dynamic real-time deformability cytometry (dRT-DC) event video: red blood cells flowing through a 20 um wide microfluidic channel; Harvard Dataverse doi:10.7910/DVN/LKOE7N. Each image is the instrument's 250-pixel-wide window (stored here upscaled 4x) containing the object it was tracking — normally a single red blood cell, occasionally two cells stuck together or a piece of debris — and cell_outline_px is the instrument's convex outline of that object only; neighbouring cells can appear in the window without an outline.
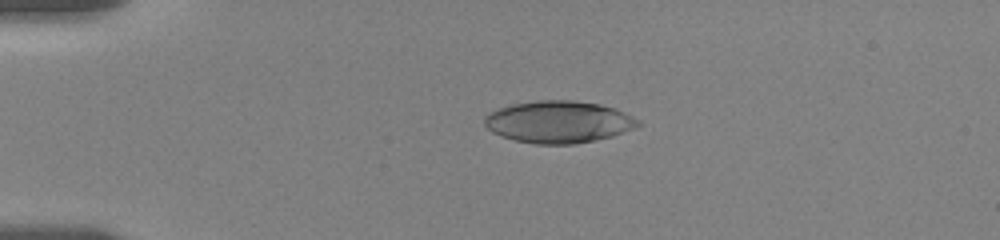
{"species": "human", "species_latin": "Homo sapiens", "temperature_condition": "room temperature", "stored_images_in_passage": 8, "camera_frame_rate_fps": 3000, "um_per_image_px": 0.085, "donor": {"sex": "female"}, "frame": {"image": 1, "passage_image": 4, "time_ms": 3.333, "image_size_px": [1000, 240], "cell_outline_px": [[640, 124], [632, 128], [612, 136], [596, 140], [576, 144], [536, 144], [516, 140], [500, 136], [492, 132], [484, 124], [484, 116], [488, 112], [512, 104], [536, 100], [572, 100], [600, 104], [616, 108], [640, 120]], "centroid_in_image_um": [47.46, 10.35], "position_along_channel_um": 37.5, "area_um2": 37.69}}
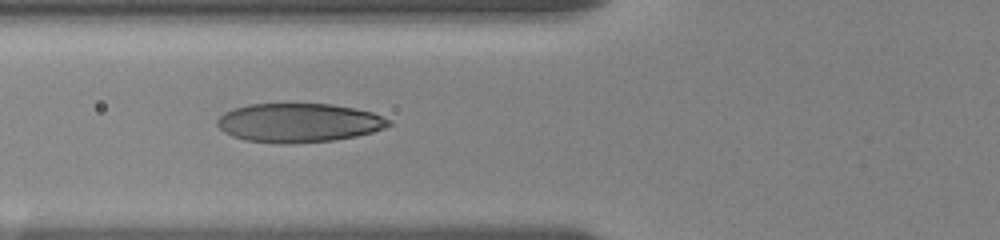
{"frame": {"image": 2, "passage_image": 7, "time_ms": 6.333, "image_size_px": [1000, 240], "cell_outline_px": [[392, 124], [384, 128], [372, 132], [356, 136], [332, 140], [292, 144], [280, 144], [244, 140], [232, 136], [224, 132], [216, 124], [216, 120], [224, 112], [232, 108], [248, 104], [332, 104], [372, 112], [392, 120]], "centroid_in_image_um": [25.37, 10.44], "position_along_channel_um": 100.4, "area_um2": 39.13}}
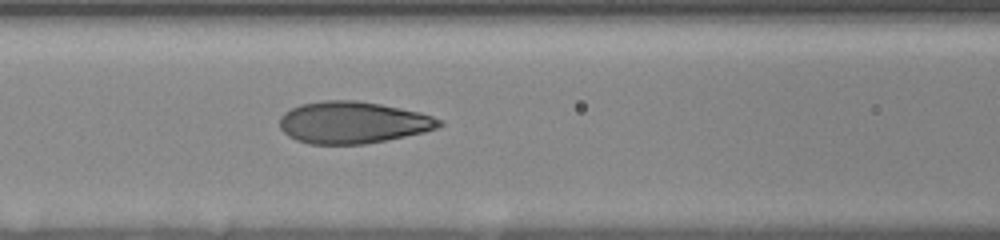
{"frame": {"image": 3, "passage_image": 8, "time_ms": 7.333, "image_size_px": [1000, 240], "cell_outline_px": [[444, 124], [436, 128], [424, 132], [364, 144], [308, 144], [296, 140], [288, 136], [280, 128], [280, 116], [284, 112], [300, 104], [324, 100], [356, 100], [380, 104], [420, 112], [444, 120]], "centroid_in_image_um": [29.98, 10.41], "position_along_channel_um": 136.6, "area_um2": 38.96}}